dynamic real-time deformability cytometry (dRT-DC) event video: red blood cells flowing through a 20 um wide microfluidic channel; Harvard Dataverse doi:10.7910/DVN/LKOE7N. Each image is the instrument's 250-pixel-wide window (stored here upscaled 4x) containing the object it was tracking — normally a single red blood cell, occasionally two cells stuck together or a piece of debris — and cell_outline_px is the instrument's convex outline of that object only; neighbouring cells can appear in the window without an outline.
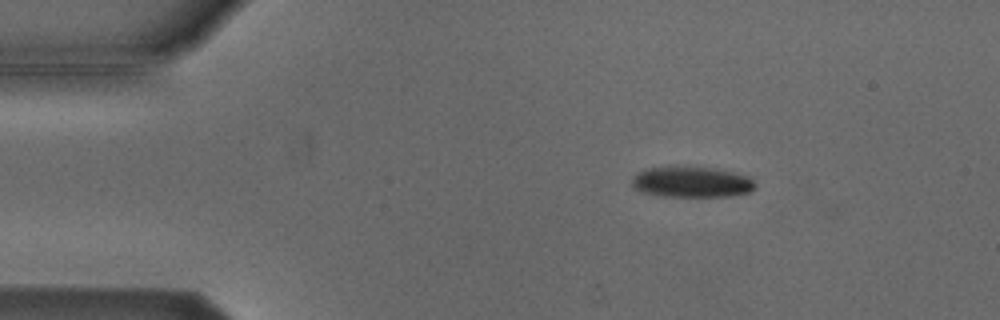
{"species": "Egyptian fruit bat (a non-hibernating species)", "species_latin": "Rousettus aegyptiacus", "temperature_condition": "cold", "stored_images_in_passage": 3, "camera_frame_rate_fps": 3000, "um_per_image_px": 0.085, "animal": {"sex": "male"}, "frame": {"image": 1, "passage_image": 1, "time_ms": 0.0, "image_size_px": [1000, 320], "cell_outline_px": [[756, 188], [752, 192], [732, 196], [664, 196], [640, 192], [632, 188], [632, 176], [636, 172], [644, 168], [716, 168], [736, 172], [748, 176], [756, 184]], "centroid_in_image_um": [58.8, 15.49], "position_along_channel_um": 26.2, "area_um2": 22.14}}
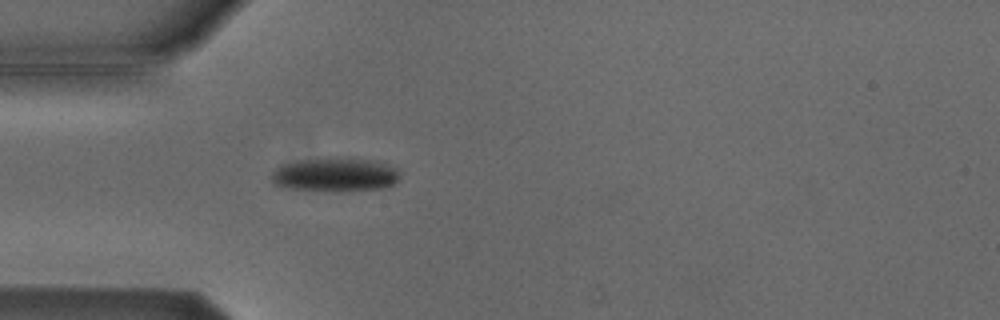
{"frame": {"image": 2, "passage_image": 3, "time_ms": 2.333, "image_size_px": [1000, 320], "cell_outline_px": [[400, 176], [392, 184], [380, 188], [340, 192], [332, 192], [288, 188], [272, 184], [268, 176], [280, 164], [304, 160], [372, 160], [388, 164], [396, 168], [400, 172]], "centroid_in_image_um": [28.42, 14.9], "position_along_channel_um": 56.6, "area_um2": 24.97}}